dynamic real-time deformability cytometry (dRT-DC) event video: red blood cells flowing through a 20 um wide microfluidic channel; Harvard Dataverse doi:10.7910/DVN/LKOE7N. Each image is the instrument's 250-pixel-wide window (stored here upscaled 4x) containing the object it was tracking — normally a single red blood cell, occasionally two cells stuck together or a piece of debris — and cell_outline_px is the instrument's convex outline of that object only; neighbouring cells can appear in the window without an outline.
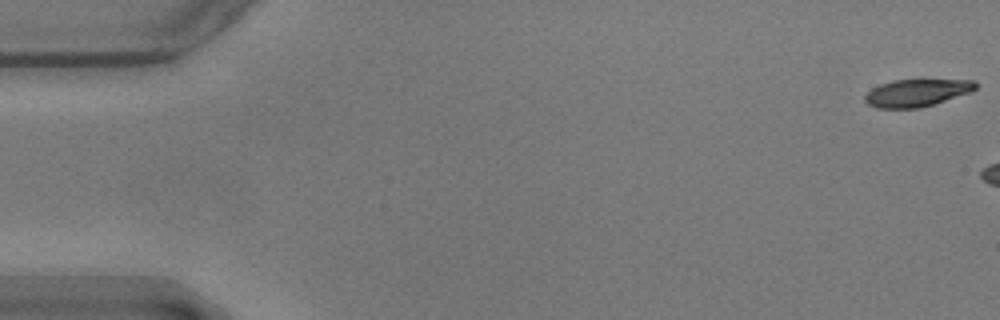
{"species": "common noctule bat (a hibernating species)", "species_latin": "Nyctalus noctula", "temperature_condition": "warm", "stored_images_in_passage": 5, "camera_frame_rate_fps": 3000, "um_per_image_px": 0.085, "animal": {"sex": "male", "body_mass_g": 17.9}, "frame": {"image": 1, "passage_image": 1, "time_ms": 0.0, "image_size_px": [1000, 320], "cell_outline_px": [[976, 88], [972, 92], [920, 108], [876, 108], [868, 104], [864, 100], [864, 96], [872, 88], [880, 84], [892, 80], [976, 80]], "centroid_in_image_um": [77.91, 7.89], "position_along_channel_um": 7.1, "area_um2": 17.63}}